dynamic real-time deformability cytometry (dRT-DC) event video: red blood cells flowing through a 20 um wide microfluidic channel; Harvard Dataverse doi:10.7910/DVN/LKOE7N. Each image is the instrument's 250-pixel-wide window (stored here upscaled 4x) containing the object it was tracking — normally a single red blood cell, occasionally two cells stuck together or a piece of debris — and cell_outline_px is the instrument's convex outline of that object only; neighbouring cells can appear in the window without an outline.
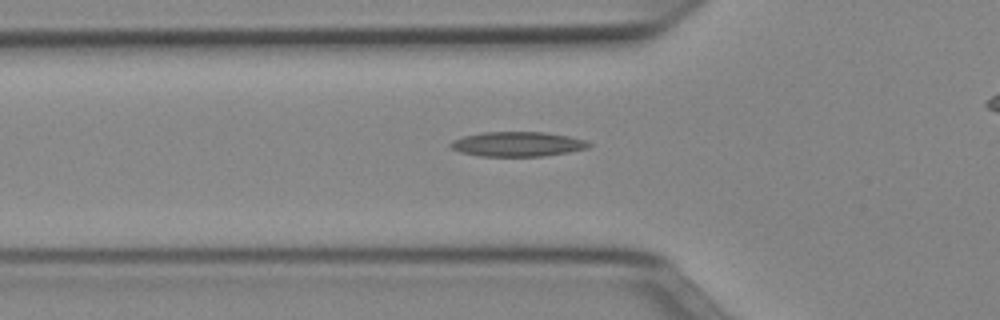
{"species": "Egyptian fruit bat (a non-hibernating species)", "species_latin": "Rousettus aegyptiacus", "temperature_condition": "cold", "stored_images_in_passage": 44, "camera_frame_rate_fps": 3000, "um_per_image_px": 0.085, "animal": {"sex": "female"}, "frame": {"image": 1, "passage_image": 17, "time_ms": 5.333, "image_size_px": [1000, 320], "cell_outline_px": [[592, 144], [588, 148], [568, 152], [544, 156], [480, 156], [460, 152], [452, 148], [448, 144], [452, 140], [464, 136], [480, 132], [544, 132], [568, 136], [584, 140]], "centroid_in_image_um": [43.96, 12.25], "position_along_channel_um": 81.8, "area_um2": 19.88}}
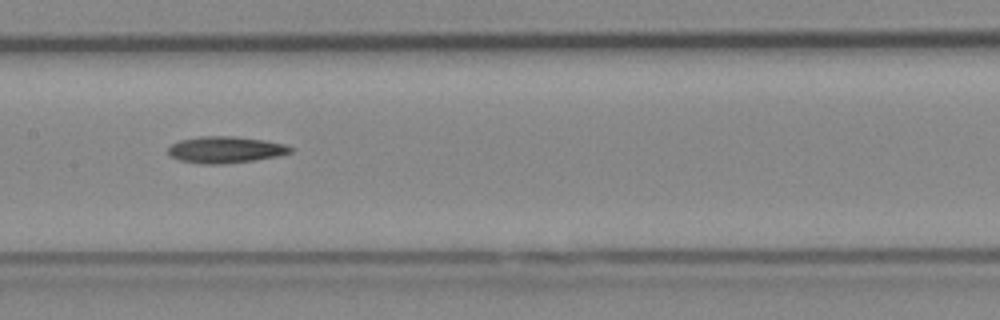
{"frame": {"image": 2, "passage_image": 25, "time_ms": 8.0, "image_size_px": [1000, 320], "cell_outline_px": [[292, 152], [276, 156], [252, 160], [220, 164], [200, 164], [180, 160], [168, 156], [168, 148], [172, 144], [180, 140], [200, 136], [236, 136], [264, 140], [284, 144], [292, 148]], "centroid_in_image_um": [19.11, 12.72], "position_along_channel_um": 188.3, "area_um2": 18.84}}
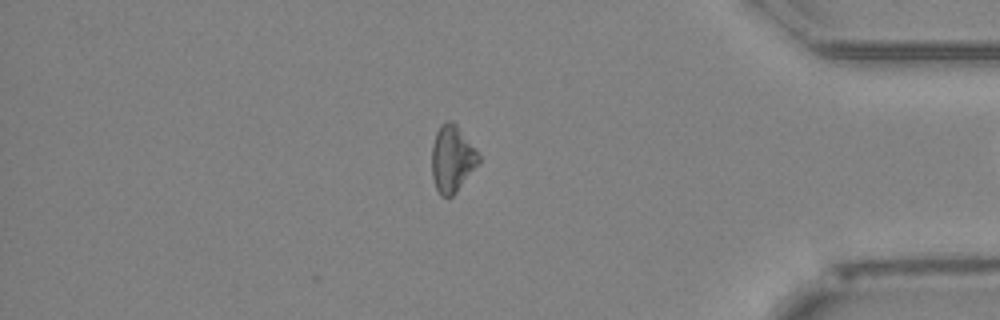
{"frame": {"image": 3, "passage_image": 43, "time_ms": 14.0, "image_size_px": [1000, 320], "cell_outline_px": [[480, 160], [456, 192], [452, 196], [440, 196], [436, 188], [432, 176], [432, 144], [436, 132], [440, 124], [448, 120], [452, 120], [456, 124], [476, 148], [480, 156]], "centroid_in_image_um": [38.42, 13.46], "position_along_channel_um": 396.8, "area_um2": 18.15}}